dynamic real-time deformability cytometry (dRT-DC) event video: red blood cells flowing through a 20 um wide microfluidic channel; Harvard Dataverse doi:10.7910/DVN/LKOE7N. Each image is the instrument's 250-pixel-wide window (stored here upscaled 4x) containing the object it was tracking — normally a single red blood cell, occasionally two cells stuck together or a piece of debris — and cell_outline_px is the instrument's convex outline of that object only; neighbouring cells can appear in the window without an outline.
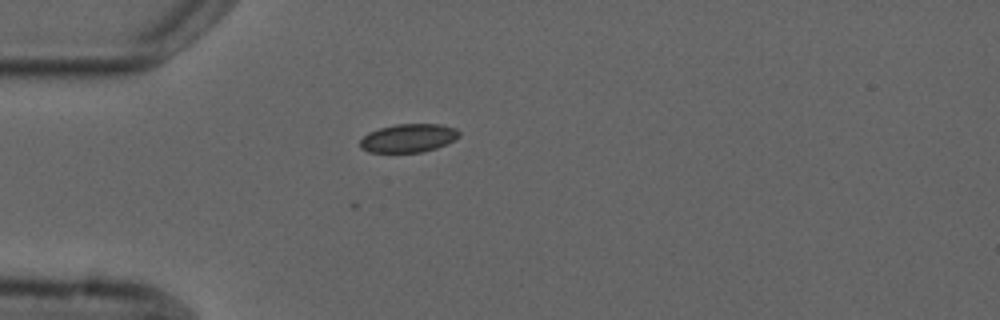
{"species": "common noctule bat (a hibernating species)", "species_latin": "Nyctalus noctula", "temperature_condition": "cold", "stored_images_in_passage": 2, "camera_frame_rate_fps": 3000, "um_per_image_px": 0.085, "animal": {"sex": "male", "forearm_length_mm": 52.5}, "frame": {"image": 1, "passage_image": 1, "time_ms": 0.0, "image_size_px": [1000, 320], "cell_outline_px": [[460, 136], [436, 148], [424, 152], [368, 152], [360, 148], [360, 140], [368, 132], [380, 128], [396, 124], [440, 124], [456, 128], [460, 132]], "centroid_in_image_um": [34.7, 11.73], "position_along_channel_um": 50.3, "area_um2": 16.36}}